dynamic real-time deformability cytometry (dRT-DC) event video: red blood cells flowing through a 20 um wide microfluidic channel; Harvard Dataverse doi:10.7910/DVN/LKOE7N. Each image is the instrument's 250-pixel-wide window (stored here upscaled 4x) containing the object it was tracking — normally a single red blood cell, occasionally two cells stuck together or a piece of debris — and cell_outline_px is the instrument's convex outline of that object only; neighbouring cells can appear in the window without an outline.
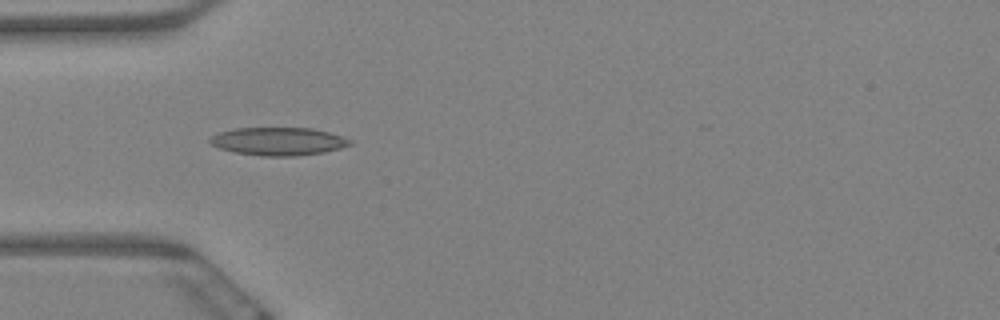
{"species": "Egyptian fruit bat (a non-hibernating species)", "species_latin": "Rousettus aegyptiacus", "temperature_condition": "warm", "stored_images_in_passage": 7, "camera_frame_rate_fps": 3000, "um_per_image_px": 0.085, "animal": {"sex": "female"}, "frame": {"image": 1, "passage_image": 6, "time_ms": 1.667, "image_size_px": [1000, 320], "cell_outline_px": [[352, 144], [340, 148], [324, 152], [300, 156], [260, 156], [236, 152], [220, 148], [212, 144], [208, 140], [212, 136], [220, 132], [236, 128], [312, 128], [328, 132], [352, 140]], "centroid_in_image_um": [23.68, 12.02], "position_along_channel_um": 61.3, "area_um2": 22.72}}
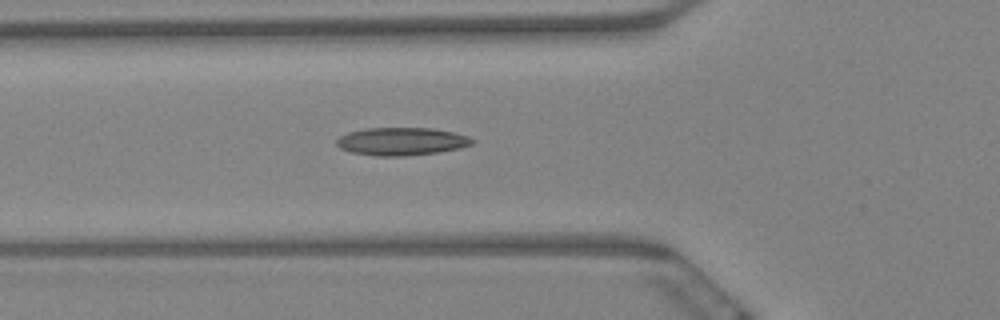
{"frame": {"image": 2, "passage_image": 7, "time_ms": 2.0, "image_size_px": [1000, 320], "cell_outline_px": [[476, 140], [472, 144], [460, 148], [436, 152], [404, 156], [376, 156], [352, 152], [340, 148], [336, 144], [336, 140], [340, 136], [348, 132], [364, 128], [432, 128], [452, 132], [468, 136]], "centroid_in_image_um": [34.12, 12.01], "position_along_channel_um": 91.7, "area_um2": 21.96}}